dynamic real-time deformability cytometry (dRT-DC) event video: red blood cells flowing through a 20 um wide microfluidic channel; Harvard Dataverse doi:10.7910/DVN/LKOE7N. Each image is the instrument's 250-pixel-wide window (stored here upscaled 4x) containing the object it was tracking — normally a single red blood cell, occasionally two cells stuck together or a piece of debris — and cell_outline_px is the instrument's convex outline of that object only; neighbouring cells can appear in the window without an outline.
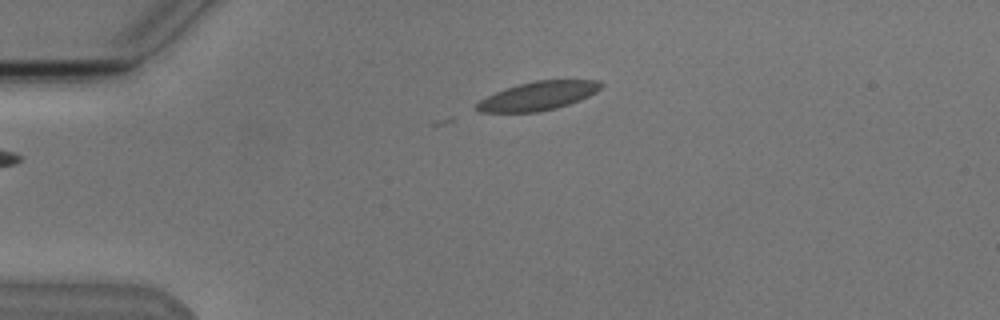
{"species": "Egyptian fruit bat (a non-hibernating species)", "species_latin": "Rousettus aegyptiacus", "temperature_condition": "cold", "stored_images_in_passage": 4, "camera_frame_rate_fps": 3000, "um_per_image_px": 0.085, "animal": {"sex": "male"}, "frame": {"image": 1, "passage_image": 4, "time_ms": 3.667, "image_size_px": [1000, 320], "cell_outline_px": [[604, 84], [596, 92], [580, 100], [556, 108], [540, 112], [480, 112], [476, 108], [476, 104], [480, 100], [504, 88], [516, 84], [536, 80], [600, 80]], "centroid_in_image_um": [45.75, 8.14], "position_along_channel_um": 39.2, "area_um2": 20.75}}